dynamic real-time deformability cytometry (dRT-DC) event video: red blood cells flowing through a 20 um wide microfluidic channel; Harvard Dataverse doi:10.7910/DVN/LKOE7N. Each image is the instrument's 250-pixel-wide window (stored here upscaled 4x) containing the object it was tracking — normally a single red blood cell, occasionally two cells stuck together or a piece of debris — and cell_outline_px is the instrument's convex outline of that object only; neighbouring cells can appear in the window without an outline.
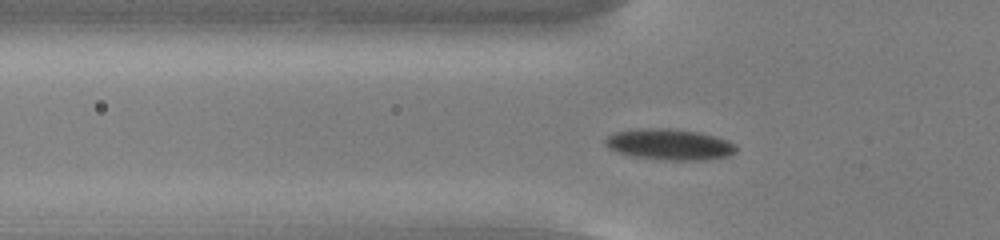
{"species": "common noctule bat (a hibernating species)", "species_latin": "Nyctalus noctula", "temperature_condition": "cold", "stored_images_in_passage": 50, "camera_frame_rate_fps": 3000, "um_per_image_px": 0.085, "animal": {"sex": "male", "body_mass_g": 13.0, "forearm_length_mm": 53.1}, "frame": {"image": 1, "passage_image": 14, "time_ms": 4.333, "image_size_px": [1000, 240], "cell_outline_px": [[736, 152], [728, 156], [704, 160], [664, 160], [632, 156], [616, 152], [608, 148], [604, 144], [604, 140], [608, 136], [616, 132], [640, 128], [668, 128], [700, 132], [716, 136], [728, 140], [736, 144]], "centroid_in_image_um": [56.91, 12.28], "position_along_channel_um": 68.9, "area_um2": 23.87}}
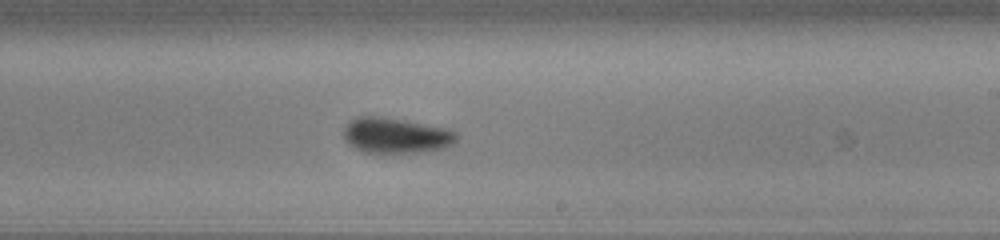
{"frame": {"image": 2, "passage_image": 29, "time_ms": 9.333, "image_size_px": [1000, 240], "cell_outline_px": [[456, 140], [452, 144], [444, 148], [420, 152], [384, 156], [364, 152], [348, 144], [344, 140], [344, 128], [348, 120], [356, 116], [384, 116], [444, 128], [456, 132]], "centroid_in_image_um": [33.57, 11.55], "position_along_channel_um": 255.4, "area_um2": 24.04}}
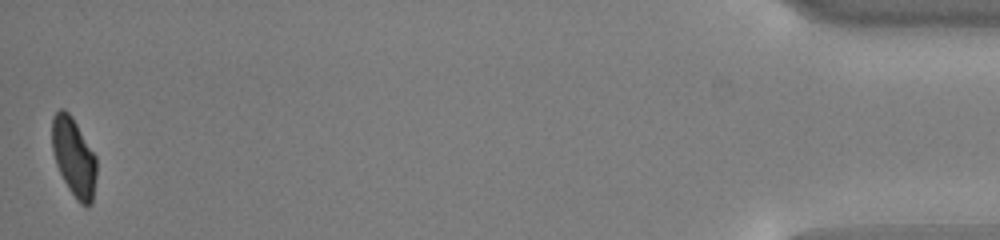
{"frame": {"image": 3, "passage_image": 50, "time_ms": 16.333, "image_size_px": [1000, 240], "cell_outline_px": [[96, 176], [92, 204], [88, 208], [80, 204], [76, 200], [68, 188], [56, 164], [52, 152], [52, 116], [60, 108], [64, 108], [72, 116], [96, 156]], "centroid_in_image_um": [6.27, 13.37], "position_along_channel_um": 428.9, "area_um2": 20.58}, "authors_computed_cell_mechanics": {"area_um2": 22.3108, "velocity_mm_per_s": 3.7522, "shape_relaxation_time_tau1_ms": 3.3594, "shape_relaxation_time_tau2_ms": 2.2258, "deformation_change_tau1": 0.1199, "deformation_change_tau2": 0.0475}}